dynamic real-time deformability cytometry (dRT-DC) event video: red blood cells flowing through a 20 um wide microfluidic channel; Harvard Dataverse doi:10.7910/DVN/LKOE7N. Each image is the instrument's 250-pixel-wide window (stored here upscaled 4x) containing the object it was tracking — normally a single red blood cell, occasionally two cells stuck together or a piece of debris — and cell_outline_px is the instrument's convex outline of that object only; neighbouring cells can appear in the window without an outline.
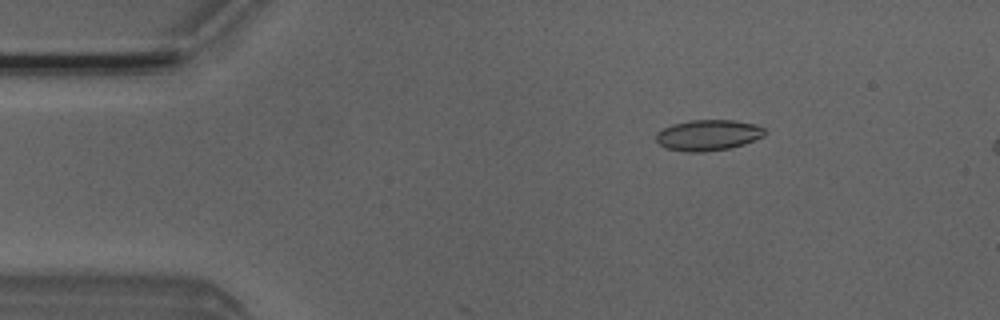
{"species": "Egyptian fruit bat (a non-hibernating species)", "species_latin": "Rousettus aegyptiacus", "temperature_condition": "room temperature", "stored_images_in_passage": 10, "camera_frame_rate_fps": 3000, "um_per_image_px": 0.085, "animal": {"sex": "male"}, "frame": {"image": 1, "passage_image": 8, "time_ms": 2.333, "image_size_px": [1000, 320], "cell_outline_px": [[764, 136], [744, 144], [728, 148], [704, 152], [684, 152], [664, 148], [656, 140], [656, 132], [672, 124], [692, 120], [732, 120], [756, 124], [764, 128]], "centroid_in_image_um": [60.16, 11.49], "position_along_channel_um": 24.8, "area_um2": 19.54}}